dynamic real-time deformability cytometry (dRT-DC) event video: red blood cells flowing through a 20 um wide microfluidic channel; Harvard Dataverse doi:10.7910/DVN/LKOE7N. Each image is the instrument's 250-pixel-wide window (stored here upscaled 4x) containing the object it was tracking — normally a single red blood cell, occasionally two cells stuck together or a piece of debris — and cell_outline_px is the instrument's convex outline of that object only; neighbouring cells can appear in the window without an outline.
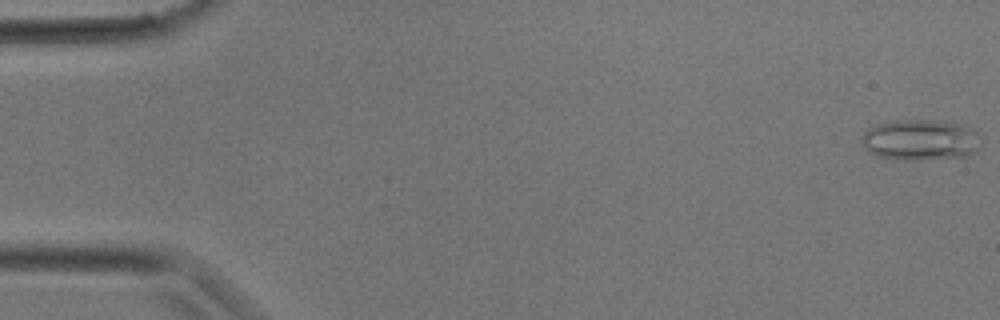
{"species": "common noctule bat (a hibernating species)", "species_latin": "Nyctalus noctula", "temperature_condition": "room temperature", "stored_images_in_passage": 33, "camera_frame_rate_fps": 3000, "um_per_image_px": 0.085, "animal": {"sex": "male", "body_mass_g": 17.9}, "frame": {"image": 1, "passage_image": 1, "time_ms": 0.0, "image_size_px": [1000, 320], "cell_outline_px": [[980, 148], [976, 152], [968, 156], [920, 160], [904, 160], [880, 156], [868, 152], [860, 144], [860, 136], [868, 128], [876, 124], [896, 120], [932, 120], [960, 124], [968, 128], [972, 132]], "centroid_in_image_um": [78.13, 11.9], "position_along_channel_um": 6.9, "area_um2": 28.26}}
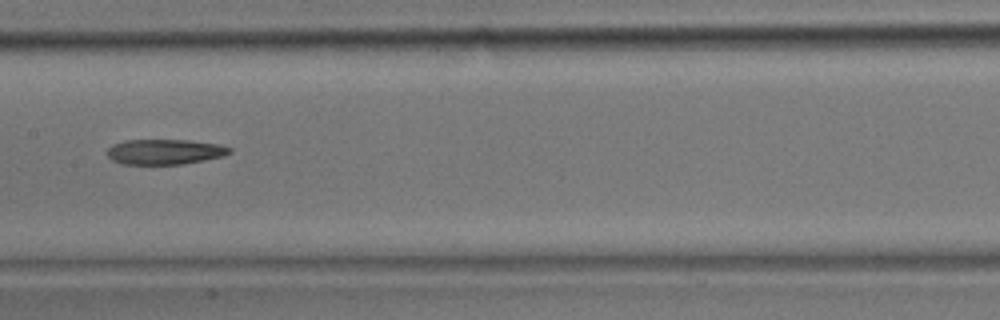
{"frame": {"image": 2, "passage_image": 17, "time_ms": 5.333, "image_size_px": [1000, 320], "cell_outline_px": [[232, 152], [224, 156], [184, 164], [120, 164], [112, 160], [108, 156], [108, 148], [112, 144], [124, 140], [188, 140], [216, 144], [232, 148]], "centroid_in_image_um": [13.99, 12.9], "position_along_channel_um": 193.4, "area_um2": 18.03}}
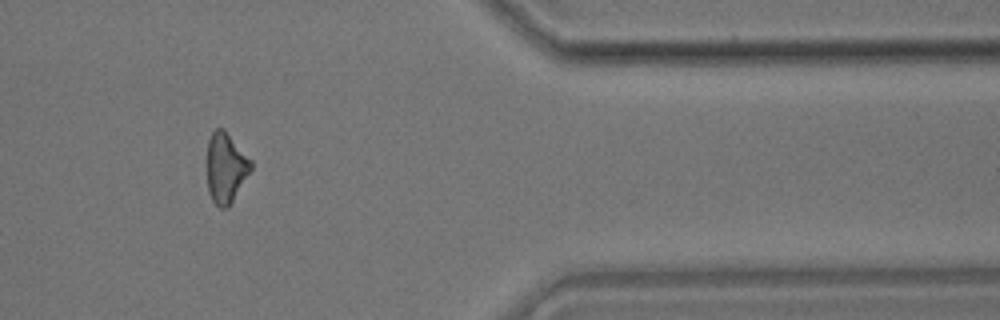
{"frame": {"image": 3, "passage_image": 28, "time_ms": 9.0, "image_size_px": [1000, 320], "cell_outline_px": [[252, 168], [228, 208], [220, 208], [212, 200], [208, 192], [208, 140], [212, 132], [216, 128], [224, 128], [252, 160]], "centroid_in_image_um": [19.2, 14.24], "position_along_channel_um": 392.2, "area_um2": 17.86}}